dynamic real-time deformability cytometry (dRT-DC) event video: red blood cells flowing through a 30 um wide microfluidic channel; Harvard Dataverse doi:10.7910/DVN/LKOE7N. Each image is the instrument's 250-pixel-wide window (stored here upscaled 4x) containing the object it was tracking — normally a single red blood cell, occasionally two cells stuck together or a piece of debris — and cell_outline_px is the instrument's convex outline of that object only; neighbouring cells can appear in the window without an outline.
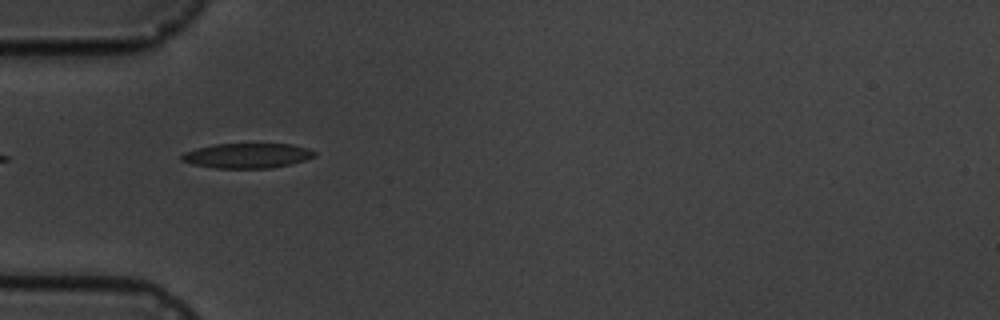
{"species": "common noctule bat (a hibernating species)", "species_latin": "Nyctalus noctula", "temperature_condition": "cold", "stored_images_in_passage": 6, "camera_frame_rate_fps": 3000, "um_per_image_px": 0.085, "animal": {"sex": "male", "body_mass_g": 19.5, "forearm_length_mm": 54.6}, "frame": {"image": 1, "passage_image": 5, "time_ms": 5.667, "image_size_px": [1000, 320], "cell_outline_px": [[316, 156], [292, 164], [272, 168], [216, 168], [192, 164], [180, 160], [180, 156], [184, 152], [196, 148], [216, 144], [292, 144], [308, 148], [316, 152]], "centroid_in_image_um": [21.02, 13.23], "position_along_channel_um": 64.0, "area_um2": 19.36}}
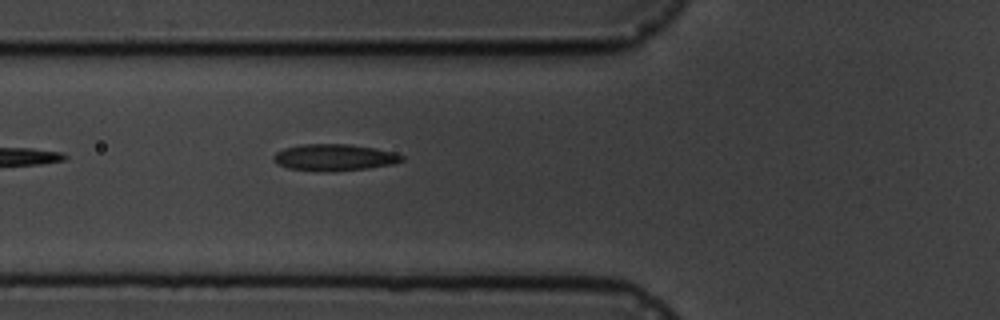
{"frame": {"image": 2, "passage_image": 6, "time_ms": 6.667, "image_size_px": [1000, 320], "cell_outline_px": [[404, 160], [392, 164], [368, 168], [332, 172], [320, 172], [288, 168], [272, 160], [272, 156], [276, 152], [284, 148], [300, 144], [348, 144], [376, 148], [396, 152], [404, 156]], "centroid_in_image_um": [28.42, 13.38], "position_along_channel_um": 97.4, "area_um2": 20.17}}